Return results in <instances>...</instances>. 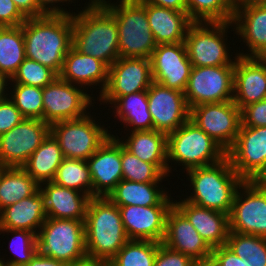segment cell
<instances>
[{
    "label": "cell",
    "mask_w": 266,
    "mask_h": 266,
    "mask_svg": "<svg viewBox=\"0 0 266 266\" xmlns=\"http://www.w3.org/2000/svg\"><path fill=\"white\" fill-rule=\"evenodd\" d=\"M85 5L72 15V46L110 67L120 57L116 19L100 0H89Z\"/></svg>",
    "instance_id": "cell-1"
},
{
    "label": "cell",
    "mask_w": 266,
    "mask_h": 266,
    "mask_svg": "<svg viewBox=\"0 0 266 266\" xmlns=\"http://www.w3.org/2000/svg\"><path fill=\"white\" fill-rule=\"evenodd\" d=\"M23 28L25 56L60 75L73 43L72 15L26 18Z\"/></svg>",
    "instance_id": "cell-2"
},
{
    "label": "cell",
    "mask_w": 266,
    "mask_h": 266,
    "mask_svg": "<svg viewBox=\"0 0 266 266\" xmlns=\"http://www.w3.org/2000/svg\"><path fill=\"white\" fill-rule=\"evenodd\" d=\"M128 241L119 207L108 197H92L85 217L88 259L109 263Z\"/></svg>",
    "instance_id": "cell-3"
},
{
    "label": "cell",
    "mask_w": 266,
    "mask_h": 266,
    "mask_svg": "<svg viewBox=\"0 0 266 266\" xmlns=\"http://www.w3.org/2000/svg\"><path fill=\"white\" fill-rule=\"evenodd\" d=\"M190 196L186 201L200 207L230 214L235 193L244 181L226 156L220 162L186 171ZM192 189V191H191Z\"/></svg>",
    "instance_id": "cell-4"
},
{
    "label": "cell",
    "mask_w": 266,
    "mask_h": 266,
    "mask_svg": "<svg viewBox=\"0 0 266 266\" xmlns=\"http://www.w3.org/2000/svg\"><path fill=\"white\" fill-rule=\"evenodd\" d=\"M225 157L226 151L190 119L176 131L167 134L169 177L172 171H175L172 164L180 165V170L186 172L216 164Z\"/></svg>",
    "instance_id": "cell-5"
},
{
    "label": "cell",
    "mask_w": 266,
    "mask_h": 266,
    "mask_svg": "<svg viewBox=\"0 0 266 266\" xmlns=\"http://www.w3.org/2000/svg\"><path fill=\"white\" fill-rule=\"evenodd\" d=\"M114 15L121 58L149 59L157 47L145 6L138 0H100Z\"/></svg>",
    "instance_id": "cell-6"
},
{
    "label": "cell",
    "mask_w": 266,
    "mask_h": 266,
    "mask_svg": "<svg viewBox=\"0 0 266 266\" xmlns=\"http://www.w3.org/2000/svg\"><path fill=\"white\" fill-rule=\"evenodd\" d=\"M232 26V22H193L184 40L192 66L235 65L238 54L234 57L229 54L231 47L227 42V32Z\"/></svg>",
    "instance_id": "cell-7"
},
{
    "label": "cell",
    "mask_w": 266,
    "mask_h": 266,
    "mask_svg": "<svg viewBox=\"0 0 266 266\" xmlns=\"http://www.w3.org/2000/svg\"><path fill=\"white\" fill-rule=\"evenodd\" d=\"M37 249L40 254L68 265L88 259L85 248V222L46 218L37 234Z\"/></svg>",
    "instance_id": "cell-8"
},
{
    "label": "cell",
    "mask_w": 266,
    "mask_h": 266,
    "mask_svg": "<svg viewBox=\"0 0 266 266\" xmlns=\"http://www.w3.org/2000/svg\"><path fill=\"white\" fill-rule=\"evenodd\" d=\"M90 113L50 125V133L59 142L64 158L87 160L111 135V130L105 128V124L101 125V121H96Z\"/></svg>",
    "instance_id": "cell-9"
},
{
    "label": "cell",
    "mask_w": 266,
    "mask_h": 266,
    "mask_svg": "<svg viewBox=\"0 0 266 266\" xmlns=\"http://www.w3.org/2000/svg\"><path fill=\"white\" fill-rule=\"evenodd\" d=\"M89 90L62 80L59 76L42 88L43 121L49 125L64 120L84 117L95 99ZM93 101V103H92ZM93 104V105H92ZM87 109V110H86Z\"/></svg>",
    "instance_id": "cell-10"
},
{
    "label": "cell",
    "mask_w": 266,
    "mask_h": 266,
    "mask_svg": "<svg viewBox=\"0 0 266 266\" xmlns=\"http://www.w3.org/2000/svg\"><path fill=\"white\" fill-rule=\"evenodd\" d=\"M234 65L192 66L184 91L189 108L233 100Z\"/></svg>",
    "instance_id": "cell-11"
},
{
    "label": "cell",
    "mask_w": 266,
    "mask_h": 266,
    "mask_svg": "<svg viewBox=\"0 0 266 266\" xmlns=\"http://www.w3.org/2000/svg\"><path fill=\"white\" fill-rule=\"evenodd\" d=\"M229 230L266 238V190L253 180H244L235 193Z\"/></svg>",
    "instance_id": "cell-12"
},
{
    "label": "cell",
    "mask_w": 266,
    "mask_h": 266,
    "mask_svg": "<svg viewBox=\"0 0 266 266\" xmlns=\"http://www.w3.org/2000/svg\"><path fill=\"white\" fill-rule=\"evenodd\" d=\"M190 120L227 152L239 133L241 110L233 100L204 103L190 108Z\"/></svg>",
    "instance_id": "cell-13"
},
{
    "label": "cell",
    "mask_w": 266,
    "mask_h": 266,
    "mask_svg": "<svg viewBox=\"0 0 266 266\" xmlns=\"http://www.w3.org/2000/svg\"><path fill=\"white\" fill-rule=\"evenodd\" d=\"M49 134L47 122L24 118L0 135V163L6 167H22Z\"/></svg>",
    "instance_id": "cell-14"
},
{
    "label": "cell",
    "mask_w": 266,
    "mask_h": 266,
    "mask_svg": "<svg viewBox=\"0 0 266 266\" xmlns=\"http://www.w3.org/2000/svg\"><path fill=\"white\" fill-rule=\"evenodd\" d=\"M152 82L150 59L119 57L109 67L106 88L95 98L100 105H110L120 96L148 90Z\"/></svg>",
    "instance_id": "cell-15"
},
{
    "label": "cell",
    "mask_w": 266,
    "mask_h": 266,
    "mask_svg": "<svg viewBox=\"0 0 266 266\" xmlns=\"http://www.w3.org/2000/svg\"><path fill=\"white\" fill-rule=\"evenodd\" d=\"M226 156L243 180H254L266 167V126H240L236 141Z\"/></svg>",
    "instance_id": "cell-16"
},
{
    "label": "cell",
    "mask_w": 266,
    "mask_h": 266,
    "mask_svg": "<svg viewBox=\"0 0 266 266\" xmlns=\"http://www.w3.org/2000/svg\"><path fill=\"white\" fill-rule=\"evenodd\" d=\"M148 108L154 130L169 134L190 119L184 92L152 82L147 90Z\"/></svg>",
    "instance_id": "cell-17"
},
{
    "label": "cell",
    "mask_w": 266,
    "mask_h": 266,
    "mask_svg": "<svg viewBox=\"0 0 266 266\" xmlns=\"http://www.w3.org/2000/svg\"><path fill=\"white\" fill-rule=\"evenodd\" d=\"M149 59L154 82L170 89L185 91L192 63L184 42L157 44Z\"/></svg>",
    "instance_id": "cell-18"
},
{
    "label": "cell",
    "mask_w": 266,
    "mask_h": 266,
    "mask_svg": "<svg viewBox=\"0 0 266 266\" xmlns=\"http://www.w3.org/2000/svg\"><path fill=\"white\" fill-rule=\"evenodd\" d=\"M234 34L246 44L248 52L238 56L266 58V1L246 2L235 7ZM240 35V36H239Z\"/></svg>",
    "instance_id": "cell-19"
},
{
    "label": "cell",
    "mask_w": 266,
    "mask_h": 266,
    "mask_svg": "<svg viewBox=\"0 0 266 266\" xmlns=\"http://www.w3.org/2000/svg\"><path fill=\"white\" fill-rule=\"evenodd\" d=\"M86 161L92 180V197H108L123 179L121 142L117 137L110 135Z\"/></svg>",
    "instance_id": "cell-20"
},
{
    "label": "cell",
    "mask_w": 266,
    "mask_h": 266,
    "mask_svg": "<svg viewBox=\"0 0 266 266\" xmlns=\"http://www.w3.org/2000/svg\"><path fill=\"white\" fill-rule=\"evenodd\" d=\"M172 206H118L129 240L163 242L166 232L167 214Z\"/></svg>",
    "instance_id": "cell-21"
},
{
    "label": "cell",
    "mask_w": 266,
    "mask_h": 266,
    "mask_svg": "<svg viewBox=\"0 0 266 266\" xmlns=\"http://www.w3.org/2000/svg\"><path fill=\"white\" fill-rule=\"evenodd\" d=\"M266 98V58L237 56L234 65L233 102L244 106Z\"/></svg>",
    "instance_id": "cell-22"
},
{
    "label": "cell",
    "mask_w": 266,
    "mask_h": 266,
    "mask_svg": "<svg viewBox=\"0 0 266 266\" xmlns=\"http://www.w3.org/2000/svg\"><path fill=\"white\" fill-rule=\"evenodd\" d=\"M162 243L190 256L194 261L211 258L212 248L174 205L167 214L166 232Z\"/></svg>",
    "instance_id": "cell-23"
},
{
    "label": "cell",
    "mask_w": 266,
    "mask_h": 266,
    "mask_svg": "<svg viewBox=\"0 0 266 266\" xmlns=\"http://www.w3.org/2000/svg\"><path fill=\"white\" fill-rule=\"evenodd\" d=\"M174 206L186 217L203 240L211 247L226 245L229 235V214L175 200Z\"/></svg>",
    "instance_id": "cell-24"
},
{
    "label": "cell",
    "mask_w": 266,
    "mask_h": 266,
    "mask_svg": "<svg viewBox=\"0 0 266 266\" xmlns=\"http://www.w3.org/2000/svg\"><path fill=\"white\" fill-rule=\"evenodd\" d=\"M109 67L99 59L80 53L73 46L64 59V65L59 77L69 83L81 86L87 90L90 87L100 89L103 93L108 83ZM101 85V86H100ZM94 86H99L96 88Z\"/></svg>",
    "instance_id": "cell-25"
},
{
    "label": "cell",
    "mask_w": 266,
    "mask_h": 266,
    "mask_svg": "<svg viewBox=\"0 0 266 266\" xmlns=\"http://www.w3.org/2000/svg\"><path fill=\"white\" fill-rule=\"evenodd\" d=\"M40 190L45 198L47 218L85 222L88 203L91 199L87 194L59 186L53 181L40 184Z\"/></svg>",
    "instance_id": "cell-26"
},
{
    "label": "cell",
    "mask_w": 266,
    "mask_h": 266,
    "mask_svg": "<svg viewBox=\"0 0 266 266\" xmlns=\"http://www.w3.org/2000/svg\"><path fill=\"white\" fill-rule=\"evenodd\" d=\"M46 218L45 198L39 189L30 197L0 211V229L27 230L38 234Z\"/></svg>",
    "instance_id": "cell-27"
},
{
    "label": "cell",
    "mask_w": 266,
    "mask_h": 266,
    "mask_svg": "<svg viewBox=\"0 0 266 266\" xmlns=\"http://www.w3.org/2000/svg\"><path fill=\"white\" fill-rule=\"evenodd\" d=\"M111 135L117 137L134 156L154 164L164 175L169 176L166 133L156 130L134 131L126 134L127 139L124 136L120 138L117 134Z\"/></svg>",
    "instance_id": "cell-28"
},
{
    "label": "cell",
    "mask_w": 266,
    "mask_h": 266,
    "mask_svg": "<svg viewBox=\"0 0 266 266\" xmlns=\"http://www.w3.org/2000/svg\"><path fill=\"white\" fill-rule=\"evenodd\" d=\"M141 3L146 8L149 26L157 44L184 42L187 29L193 23L187 12Z\"/></svg>",
    "instance_id": "cell-29"
},
{
    "label": "cell",
    "mask_w": 266,
    "mask_h": 266,
    "mask_svg": "<svg viewBox=\"0 0 266 266\" xmlns=\"http://www.w3.org/2000/svg\"><path fill=\"white\" fill-rule=\"evenodd\" d=\"M163 186L161 183H140L122 179L108 198L117 206L174 205L173 196Z\"/></svg>",
    "instance_id": "cell-30"
},
{
    "label": "cell",
    "mask_w": 266,
    "mask_h": 266,
    "mask_svg": "<svg viewBox=\"0 0 266 266\" xmlns=\"http://www.w3.org/2000/svg\"><path fill=\"white\" fill-rule=\"evenodd\" d=\"M110 109L114 110V118L117 117L123 127H126L124 130H127V127L129 132L154 130L148 108L147 90L118 97L109 106L108 112Z\"/></svg>",
    "instance_id": "cell-31"
},
{
    "label": "cell",
    "mask_w": 266,
    "mask_h": 266,
    "mask_svg": "<svg viewBox=\"0 0 266 266\" xmlns=\"http://www.w3.org/2000/svg\"><path fill=\"white\" fill-rule=\"evenodd\" d=\"M63 159L59 142L50 133L22 168L40 185L54 180Z\"/></svg>",
    "instance_id": "cell-32"
},
{
    "label": "cell",
    "mask_w": 266,
    "mask_h": 266,
    "mask_svg": "<svg viewBox=\"0 0 266 266\" xmlns=\"http://www.w3.org/2000/svg\"><path fill=\"white\" fill-rule=\"evenodd\" d=\"M39 189L40 185L22 167H6L0 178V211Z\"/></svg>",
    "instance_id": "cell-33"
},
{
    "label": "cell",
    "mask_w": 266,
    "mask_h": 266,
    "mask_svg": "<svg viewBox=\"0 0 266 266\" xmlns=\"http://www.w3.org/2000/svg\"><path fill=\"white\" fill-rule=\"evenodd\" d=\"M25 58L22 26L0 27V73L11 79Z\"/></svg>",
    "instance_id": "cell-34"
},
{
    "label": "cell",
    "mask_w": 266,
    "mask_h": 266,
    "mask_svg": "<svg viewBox=\"0 0 266 266\" xmlns=\"http://www.w3.org/2000/svg\"><path fill=\"white\" fill-rule=\"evenodd\" d=\"M53 182L92 198V180L86 160L64 158L57 169Z\"/></svg>",
    "instance_id": "cell-35"
},
{
    "label": "cell",
    "mask_w": 266,
    "mask_h": 266,
    "mask_svg": "<svg viewBox=\"0 0 266 266\" xmlns=\"http://www.w3.org/2000/svg\"><path fill=\"white\" fill-rule=\"evenodd\" d=\"M192 22H232L235 7L231 0H186Z\"/></svg>",
    "instance_id": "cell-36"
},
{
    "label": "cell",
    "mask_w": 266,
    "mask_h": 266,
    "mask_svg": "<svg viewBox=\"0 0 266 266\" xmlns=\"http://www.w3.org/2000/svg\"><path fill=\"white\" fill-rule=\"evenodd\" d=\"M160 243L150 240H129L110 260L109 266H154Z\"/></svg>",
    "instance_id": "cell-37"
},
{
    "label": "cell",
    "mask_w": 266,
    "mask_h": 266,
    "mask_svg": "<svg viewBox=\"0 0 266 266\" xmlns=\"http://www.w3.org/2000/svg\"><path fill=\"white\" fill-rule=\"evenodd\" d=\"M226 246L249 266H266V238L251 234L229 232Z\"/></svg>",
    "instance_id": "cell-38"
},
{
    "label": "cell",
    "mask_w": 266,
    "mask_h": 266,
    "mask_svg": "<svg viewBox=\"0 0 266 266\" xmlns=\"http://www.w3.org/2000/svg\"><path fill=\"white\" fill-rule=\"evenodd\" d=\"M121 168L124 180L140 183H162L168 179L154 164L134 156L121 143Z\"/></svg>",
    "instance_id": "cell-39"
},
{
    "label": "cell",
    "mask_w": 266,
    "mask_h": 266,
    "mask_svg": "<svg viewBox=\"0 0 266 266\" xmlns=\"http://www.w3.org/2000/svg\"><path fill=\"white\" fill-rule=\"evenodd\" d=\"M9 86V98L23 117L43 120L42 88L12 83Z\"/></svg>",
    "instance_id": "cell-40"
},
{
    "label": "cell",
    "mask_w": 266,
    "mask_h": 266,
    "mask_svg": "<svg viewBox=\"0 0 266 266\" xmlns=\"http://www.w3.org/2000/svg\"><path fill=\"white\" fill-rule=\"evenodd\" d=\"M7 233L11 234L9 241V250L14 257L7 259L5 262L8 266H23L28 264L31 258L38 251L37 249V234L27 230L16 229H0V235ZM10 233V234H9Z\"/></svg>",
    "instance_id": "cell-41"
},
{
    "label": "cell",
    "mask_w": 266,
    "mask_h": 266,
    "mask_svg": "<svg viewBox=\"0 0 266 266\" xmlns=\"http://www.w3.org/2000/svg\"><path fill=\"white\" fill-rule=\"evenodd\" d=\"M57 77L58 75L52 69L26 57L11 78L12 82L9 83L44 88Z\"/></svg>",
    "instance_id": "cell-42"
},
{
    "label": "cell",
    "mask_w": 266,
    "mask_h": 266,
    "mask_svg": "<svg viewBox=\"0 0 266 266\" xmlns=\"http://www.w3.org/2000/svg\"><path fill=\"white\" fill-rule=\"evenodd\" d=\"M195 261L188 255L175 251L162 242L157 248L154 266H194Z\"/></svg>",
    "instance_id": "cell-43"
},
{
    "label": "cell",
    "mask_w": 266,
    "mask_h": 266,
    "mask_svg": "<svg viewBox=\"0 0 266 266\" xmlns=\"http://www.w3.org/2000/svg\"><path fill=\"white\" fill-rule=\"evenodd\" d=\"M241 126H266V98L241 109Z\"/></svg>",
    "instance_id": "cell-44"
},
{
    "label": "cell",
    "mask_w": 266,
    "mask_h": 266,
    "mask_svg": "<svg viewBox=\"0 0 266 266\" xmlns=\"http://www.w3.org/2000/svg\"><path fill=\"white\" fill-rule=\"evenodd\" d=\"M23 119V115L9 97L0 101V135L10 131Z\"/></svg>",
    "instance_id": "cell-45"
},
{
    "label": "cell",
    "mask_w": 266,
    "mask_h": 266,
    "mask_svg": "<svg viewBox=\"0 0 266 266\" xmlns=\"http://www.w3.org/2000/svg\"><path fill=\"white\" fill-rule=\"evenodd\" d=\"M25 20L12 0H0V27L21 26Z\"/></svg>",
    "instance_id": "cell-46"
},
{
    "label": "cell",
    "mask_w": 266,
    "mask_h": 266,
    "mask_svg": "<svg viewBox=\"0 0 266 266\" xmlns=\"http://www.w3.org/2000/svg\"><path fill=\"white\" fill-rule=\"evenodd\" d=\"M211 259L217 266H249L247 259H241L226 245L212 248Z\"/></svg>",
    "instance_id": "cell-47"
},
{
    "label": "cell",
    "mask_w": 266,
    "mask_h": 266,
    "mask_svg": "<svg viewBox=\"0 0 266 266\" xmlns=\"http://www.w3.org/2000/svg\"><path fill=\"white\" fill-rule=\"evenodd\" d=\"M36 1L38 4V7L45 14H48V15H73L74 14L73 12L71 13L70 10L67 11V8L62 7V5H66L67 2L69 5L72 3H76V2H73L74 0L73 1L72 0H36Z\"/></svg>",
    "instance_id": "cell-48"
},
{
    "label": "cell",
    "mask_w": 266,
    "mask_h": 266,
    "mask_svg": "<svg viewBox=\"0 0 266 266\" xmlns=\"http://www.w3.org/2000/svg\"><path fill=\"white\" fill-rule=\"evenodd\" d=\"M25 18H34L46 15L37 4L36 0H12Z\"/></svg>",
    "instance_id": "cell-49"
},
{
    "label": "cell",
    "mask_w": 266,
    "mask_h": 266,
    "mask_svg": "<svg viewBox=\"0 0 266 266\" xmlns=\"http://www.w3.org/2000/svg\"><path fill=\"white\" fill-rule=\"evenodd\" d=\"M155 6L187 12L186 0H138Z\"/></svg>",
    "instance_id": "cell-50"
},
{
    "label": "cell",
    "mask_w": 266,
    "mask_h": 266,
    "mask_svg": "<svg viewBox=\"0 0 266 266\" xmlns=\"http://www.w3.org/2000/svg\"><path fill=\"white\" fill-rule=\"evenodd\" d=\"M23 266H68V264L63 261L44 256L37 251L31 258L30 262Z\"/></svg>",
    "instance_id": "cell-51"
},
{
    "label": "cell",
    "mask_w": 266,
    "mask_h": 266,
    "mask_svg": "<svg viewBox=\"0 0 266 266\" xmlns=\"http://www.w3.org/2000/svg\"><path fill=\"white\" fill-rule=\"evenodd\" d=\"M11 79L4 73H0V101L9 97V84ZM8 92V93H7Z\"/></svg>",
    "instance_id": "cell-52"
},
{
    "label": "cell",
    "mask_w": 266,
    "mask_h": 266,
    "mask_svg": "<svg viewBox=\"0 0 266 266\" xmlns=\"http://www.w3.org/2000/svg\"><path fill=\"white\" fill-rule=\"evenodd\" d=\"M68 266H109V264L107 262L100 261V260L86 259L82 262L70 264Z\"/></svg>",
    "instance_id": "cell-53"
},
{
    "label": "cell",
    "mask_w": 266,
    "mask_h": 266,
    "mask_svg": "<svg viewBox=\"0 0 266 266\" xmlns=\"http://www.w3.org/2000/svg\"><path fill=\"white\" fill-rule=\"evenodd\" d=\"M260 188L266 190V167L253 180Z\"/></svg>",
    "instance_id": "cell-54"
},
{
    "label": "cell",
    "mask_w": 266,
    "mask_h": 266,
    "mask_svg": "<svg viewBox=\"0 0 266 266\" xmlns=\"http://www.w3.org/2000/svg\"><path fill=\"white\" fill-rule=\"evenodd\" d=\"M194 266H217V265L210 258V259H207V260L195 261Z\"/></svg>",
    "instance_id": "cell-55"
},
{
    "label": "cell",
    "mask_w": 266,
    "mask_h": 266,
    "mask_svg": "<svg viewBox=\"0 0 266 266\" xmlns=\"http://www.w3.org/2000/svg\"><path fill=\"white\" fill-rule=\"evenodd\" d=\"M257 1H266V0H231L234 7L246 2H257Z\"/></svg>",
    "instance_id": "cell-56"
},
{
    "label": "cell",
    "mask_w": 266,
    "mask_h": 266,
    "mask_svg": "<svg viewBox=\"0 0 266 266\" xmlns=\"http://www.w3.org/2000/svg\"><path fill=\"white\" fill-rule=\"evenodd\" d=\"M0 266H8V264L4 260V257L2 258V256L0 258Z\"/></svg>",
    "instance_id": "cell-57"
},
{
    "label": "cell",
    "mask_w": 266,
    "mask_h": 266,
    "mask_svg": "<svg viewBox=\"0 0 266 266\" xmlns=\"http://www.w3.org/2000/svg\"><path fill=\"white\" fill-rule=\"evenodd\" d=\"M5 168H6V166H4L3 164L0 163V178H1L2 173L4 172Z\"/></svg>",
    "instance_id": "cell-58"
}]
</instances>
